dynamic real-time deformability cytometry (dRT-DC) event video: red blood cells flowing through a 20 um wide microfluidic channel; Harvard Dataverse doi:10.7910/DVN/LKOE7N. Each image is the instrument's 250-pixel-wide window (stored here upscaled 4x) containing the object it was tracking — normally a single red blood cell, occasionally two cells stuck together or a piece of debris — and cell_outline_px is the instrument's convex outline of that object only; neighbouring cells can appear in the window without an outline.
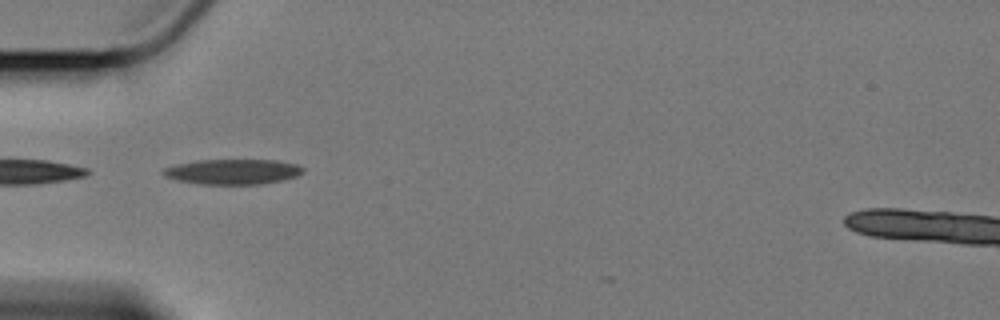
{"species": "Egyptian fruit bat (a non-hibernating species)", "species_latin": "Rousettus aegyptiacus", "temperature_condition": "cold", "stored_images_in_passage": 5, "camera_frame_rate_fps": 3000, "um_per_image_px": 0.085, "animal": {"sex": "female"}, "frame": {"image": 1, "passage_image": 2, "time_ms": 0.333, "image_size_px": [1000, 320], "cell_outline_px": [[304, 172], [296, 176], [280, 180], [260, 184], [204, 184], [180, 180], [164, 176], [160, 172], [164, 168], [176, 164], [196, 160], [276, 160], [296, 164], [304, 168]], "centroid_in_image_um": [19.78, 14.58], "position_along_channel_um": 65.2, "area_um2": 20.35}}